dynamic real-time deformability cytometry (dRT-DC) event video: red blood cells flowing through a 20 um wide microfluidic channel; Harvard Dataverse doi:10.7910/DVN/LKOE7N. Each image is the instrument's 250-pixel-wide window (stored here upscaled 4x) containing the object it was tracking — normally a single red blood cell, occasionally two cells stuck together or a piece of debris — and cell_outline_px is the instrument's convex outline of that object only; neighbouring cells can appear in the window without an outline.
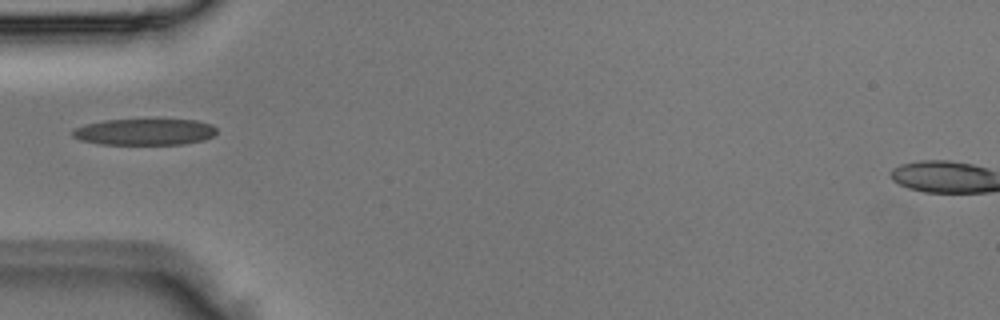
{"species": "Egyptian fruit bat (a non-hibernating species)", "species_latin": "Rousettus aegyptiacus", "temperature_condition": "room temperature", "stored_images_in_passage": 3, "camera_frame_rate_fps": 3000, "um_per_image_px": 0.085, "animal": {"sex": "male"}, "frame": {"image": 1, "passage_image": 3, "time_ms": 0.667, "image_size_px": [1000, 320], "cell_outline_px": [[216, 132], [212, 136], [204, 140], [184, 144], [100, 144], [80, 140], [72, 136], [72, 128], [104, 120], [196, 120], [212, 124], [216, 128]], "centroid_in_image_um": [12.29, 11.21], "position_along_channel_um": 72.7, "area_um2": 22.08}}